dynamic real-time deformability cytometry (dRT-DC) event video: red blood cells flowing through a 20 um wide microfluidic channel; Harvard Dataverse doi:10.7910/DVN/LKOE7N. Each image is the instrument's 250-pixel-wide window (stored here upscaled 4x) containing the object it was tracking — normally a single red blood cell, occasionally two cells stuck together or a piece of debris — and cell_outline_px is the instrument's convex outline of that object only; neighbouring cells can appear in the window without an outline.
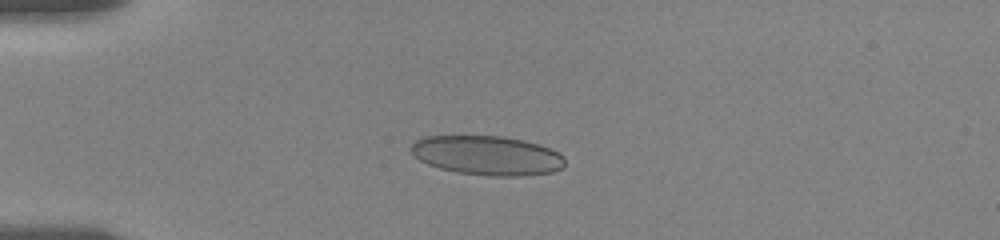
{"species": "human", "species_latin": "Homo sapiens", "temperature_condition": "room temperature", "stored_images_in_passage": 57, "camera_frame_rate_fps": 3000, "um_per_image_px": 0.085, "donor": {"sex": "female"}, "frame": {"image": 1, "passage_image": 15, "time_ms": 4.667, "image_size_px": [1000, 240], "cell_outline_px": [[564, 164], [560, 168], [552, 172], [520, 176], [492, 176], [456, 172], [440, 168], [428, 164], [420, 160], [408, 148], [416, 140], [424, 136], [500, 136], [524, 140], [540, 144], [564, 156]], "centroid_in_image_um": [41.39, 13.21], "position_along_channel_um": 43.6, "area_um2": 35.14}}
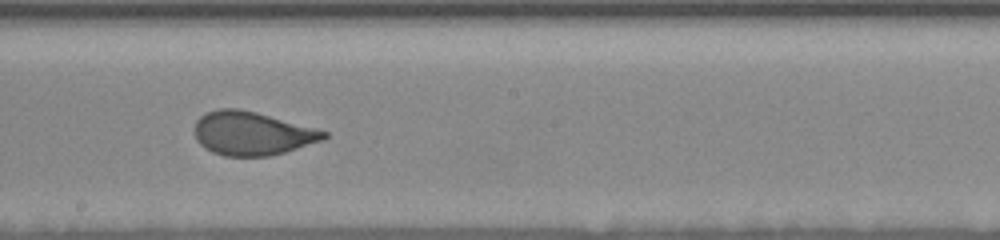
{"frame": {"image": 2, "passage_image": 33, "time_ms": 10.667, "image_size_px": [1000, 240], "cell_outline_px": [[328, 136], [324, 140], [284, 152], [268, 156], [224, 156], [212, 152], [204, 148], [196, 140], [196, 120], [200, 116], [208, 112], [220, 108], [240, 108], [256, 112], [316, 128], [328, 132]], "centroid_in_image_um": [21.43, 11.34], "position_along_channel_um": 226.8, "area_um2": 32.77}}
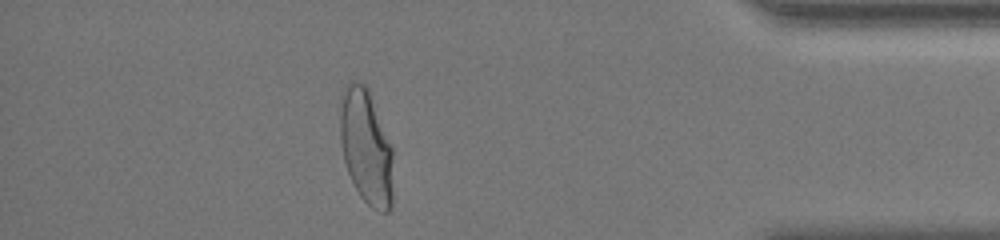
{"frame": {"image": 3, "passage_image": 51, "time_ms": 16.667, "image_size_px": [1000, 240], "cell_outline_px": [[392, 208], [388, 212], [380, 212], [372, 208], [360, 196], [348, 172], [344, 160], [340, 140], [340, 112], [344, 88], [352, 80], [356, 80], [364, 84], [368, 88], [392, 148]], "centroid_in_image_um": [31.12, 12.51], "position_along_channel_um": 404.1, "area_um2": 35.32}, "authors_computed_cell_mechanics": {"area_um2": 34.102, "velocity_mm_per_s": 3.5228, "shape_relaxation_time_tau1_ms": 7.9439, "shape_relaxation_time_tau2_ms": null, "deformation_change_tau1": 0.2047, "deformation_change_tau2": null}}